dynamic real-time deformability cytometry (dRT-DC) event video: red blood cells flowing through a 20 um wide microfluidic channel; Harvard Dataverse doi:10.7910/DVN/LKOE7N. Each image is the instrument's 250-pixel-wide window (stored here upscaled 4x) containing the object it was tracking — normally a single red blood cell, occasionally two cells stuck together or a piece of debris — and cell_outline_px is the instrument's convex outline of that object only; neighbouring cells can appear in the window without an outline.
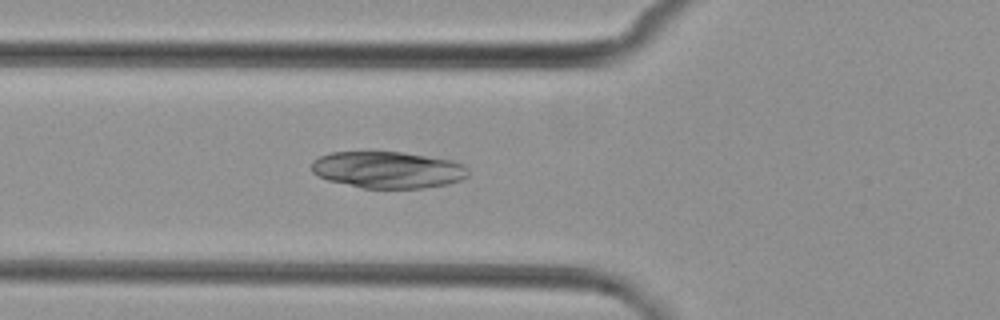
{"species": "common noctule bat (a hibernating species)", "species_latin": "Nyctalus noctula", "temperature_condition": "cold", "stored_images_in_passage": 4, "camera_frame_rate_fps": 3000, "um_per_image_px": 0.085, "animal": {"sex": "female", "body_mass_g": 29.2, "forearm_length_mm": 56.3}, "frame": {"image": 1, "passage_image": 4, "time_ms": 4.333, "image_size_px": [1000, 320], "cell_outline_px": [[468, 176], [460, 180], [448, 184], [424, 188], [364, 188], [328, 180], [312, 172], [312, 160], [328, 152], [404, 152], [452, 160], [464, 164], [468, 168]], "centroid_in_image_um": [32.99, 14.43], "position_along_channel_um": 92.8, "area_um2": 33.58}}